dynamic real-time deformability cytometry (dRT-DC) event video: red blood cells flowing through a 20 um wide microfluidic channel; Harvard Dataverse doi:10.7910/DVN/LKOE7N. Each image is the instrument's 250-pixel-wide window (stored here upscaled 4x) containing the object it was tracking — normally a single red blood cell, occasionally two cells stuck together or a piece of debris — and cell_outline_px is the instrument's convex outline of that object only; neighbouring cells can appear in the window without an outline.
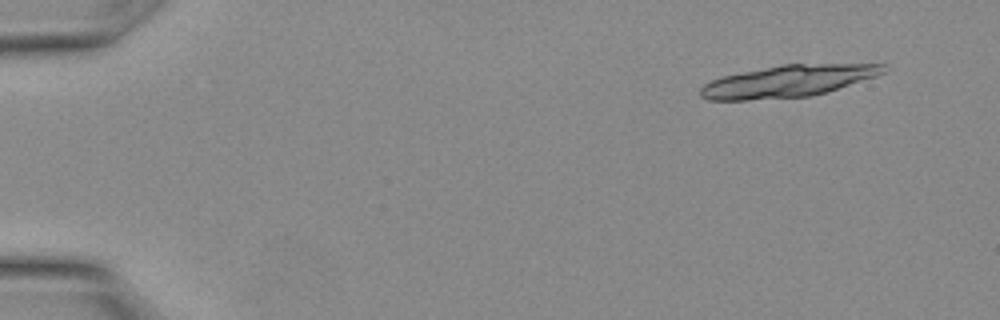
{"species": "Egyptian fruit bat (a non-hibernating species)", "species_latin": "Rousettus aegyptiacus", "temperature_condition": "warm", "stored_images_in_passage": 10, "camera_frame_rate_fps": 3000, "um_per_image_px": 0.085, "animal": {"sex": "female"}, "frame": {"image": 1, "passage_image": 1, "time_ms": 0.0, "image_size_px": [1000, 320], "cell_outline_px": [[888, 68], [884, 72], [876, 76], [828, 92], [812, 96], [748, 100], [708, 100], [700, 96], [700, 88], [704, 84], [712, 80], [724, 76], [784, 64], [884, 64]], "centroid_in_image_um": [67.0, 6.91], "position_along_channel_um": 18.0, "area_um2": 33.7}}